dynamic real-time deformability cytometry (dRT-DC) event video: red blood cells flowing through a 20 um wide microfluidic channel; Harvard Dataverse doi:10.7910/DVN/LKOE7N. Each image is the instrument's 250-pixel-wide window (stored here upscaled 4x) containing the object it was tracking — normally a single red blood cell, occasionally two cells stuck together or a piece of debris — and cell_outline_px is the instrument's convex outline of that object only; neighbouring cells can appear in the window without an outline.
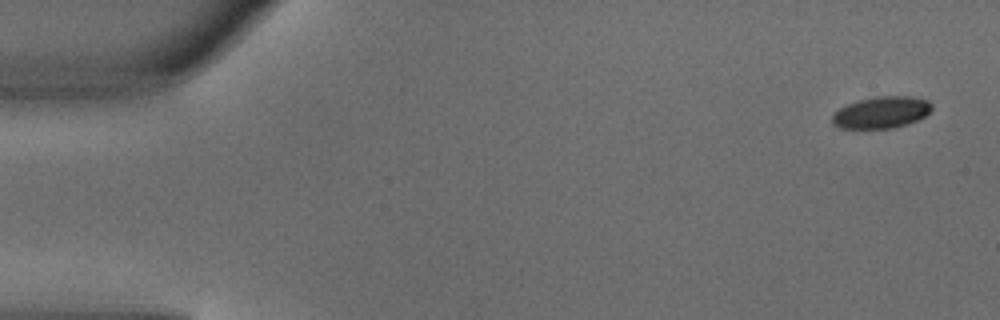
{"species": "common noctule bat (a hibernating species)", "species_latin": "Nyctalus noctula", "temperature_condition": "warm", "stored_images_in_passage": 3, "camera_frame_rate_fps": 3000, "um_per_image_px": 0.085, "animal": {"sex": "male", "body_mass_g": 18.8}, "frame": {"image": 1, "passage_image": 1, "time_ms": 0.0, "image_size_px": [1000, 320], "cell_outline_px": [[932, 108], [924, 116], [916, 120], [892, 128], [840, 128], [832, 124], [832, 116], [840, 108], [848, 104], [860, 100], [876, 96], [912, 96], [928, 100], [932, 104]], "centroid_in_image_um": [74.92, 9.54], "position_along_channel_um": 10.1, "area_um2": 18.15}}
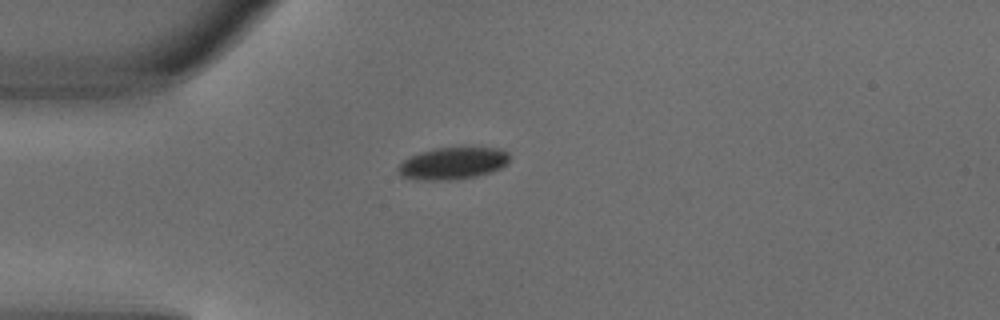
{"frame": {"image": 2, "passage_image": 3, "time_ms": 0.667, "image_size_px": [1000, 320], "cell_outline_px": [[508, 160], [500, 168], [476, 176], [452, 180], [416, 180], [400, 176], [396, 168], [404, 160], [420, 152], [436, 148], [464, 144], [496, 148], [508, 152]], "centroid_in_image_um": [38.47, 13.84], "position_along_channel_um": 46.5, "area_um2": 21.39}}